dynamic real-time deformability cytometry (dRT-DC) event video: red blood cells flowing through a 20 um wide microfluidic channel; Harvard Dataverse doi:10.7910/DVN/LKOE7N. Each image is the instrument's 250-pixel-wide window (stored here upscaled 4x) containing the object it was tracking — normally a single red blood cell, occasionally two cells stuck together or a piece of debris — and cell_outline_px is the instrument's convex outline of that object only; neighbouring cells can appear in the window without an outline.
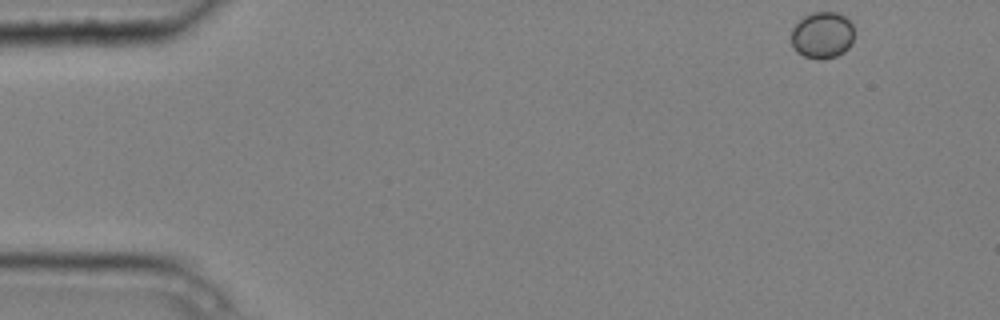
{"species": "common noctule bat (a hibernating species)", "species_latin": "Nyctalus noctula", "temperature_condition": "cold", "stored_images_in_passage": 6, "camera_frame_rate_fps": 3000, "um_per_image_px": 0.085, "animal": {"sex": "male", "body_mass_g": 20.4}, "frame": {"image": 1, "passage_image": 1, "time_ms": 0.0, "image_size_px": [1000, 320], "cell_outline_px": [[852, 44], [844, 52], [836, 56], [824, 60], [820, 60], [804, 56], [796, 52], [792, 48], [792, 28], [804, 16], [812, 12], [840, 12], [852, 24]], "centroid_in_image_um": [69.88, 3.0], "position_along_channel_um": 15.1, "area_um2": 17.22}}
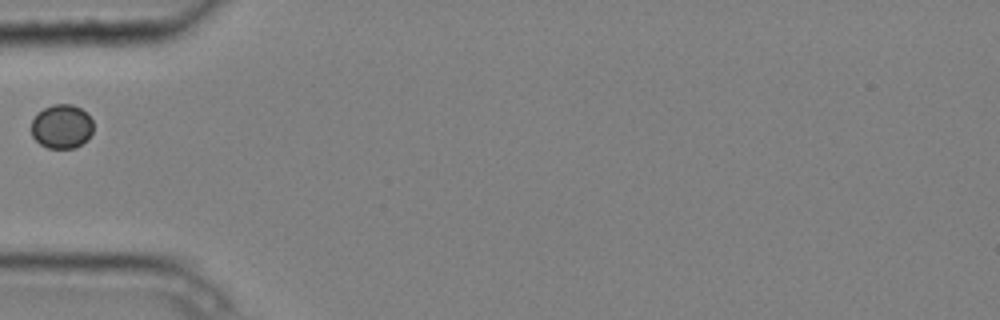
{"frame": {"image": 2, "passage_image": 5, "time_ms": 1.333, "image_size_px": [1000, 320], "cell_outline_px": [[92, 132], [88, 140], [72, 148], [48, 148], [40, 144], [32, 136], [32, 120], [44, 108], [52, 104], [72, 104], [80, 108], [92, 120]], "centroid_in_image_um": [5.24, 10.75], "position_along_channel_um": 79.8, "area_um2": 15.72}}
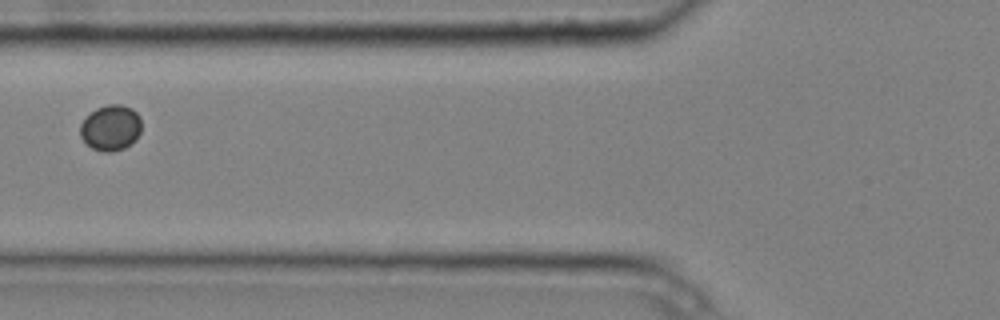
{"frame": {"image": 3, "passage_image": 6, "time_ms": 1.667, "image_size_px": [1000, 320], "cell_outline_px": [[140, 132], [136, 140], [124, 148], [112, 152], [104, 152], [92, 148], [80, 136], [80, 124], [96, 108], [108, 104], [120, 104], [132, 108], [140, 116]], "centroid_in_image_um": [9.42, 10.86], "position_along_channel_um": 116.4, "area_um2": 16.24}}